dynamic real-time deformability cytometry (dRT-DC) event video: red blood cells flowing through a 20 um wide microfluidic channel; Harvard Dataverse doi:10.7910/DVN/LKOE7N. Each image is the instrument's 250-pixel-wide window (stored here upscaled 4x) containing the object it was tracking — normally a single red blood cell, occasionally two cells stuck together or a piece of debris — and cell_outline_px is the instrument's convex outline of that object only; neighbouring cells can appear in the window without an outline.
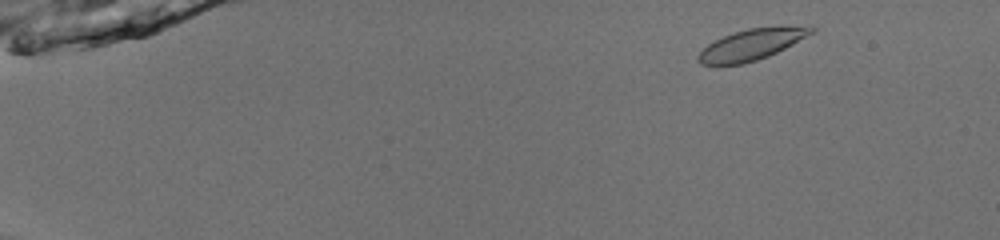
{"species": "common noctule bat (a hibernating species)", "species_latin": "Nyctalus noctula", "temperature_condition": "room temperature", "stored_images_in_passage": 49, "camera_frame_rate_fps": 3000, "um_per_image_px": 0.085, "animal": {"sex": "male", "body_mass_g": 13.0, "forearm_length_mm": 53.1}, "frame": {"image": 1, "passage_image": 3, "time_ms": 0.667, "image_size_px": [1000, 240], "cell_outline_px": [[816, 32], [768, 56], [744, 64], [716, 68], [700, 64], [696, 60], [696, 56], [708, 44], [724, 36], [748, 28], [784, 24], [812, 24], [816, 28]], "centroid_in_image_um": [63.94, 3.78], "position_along_channel_um": 21.1, "area_um2": 21.56}}
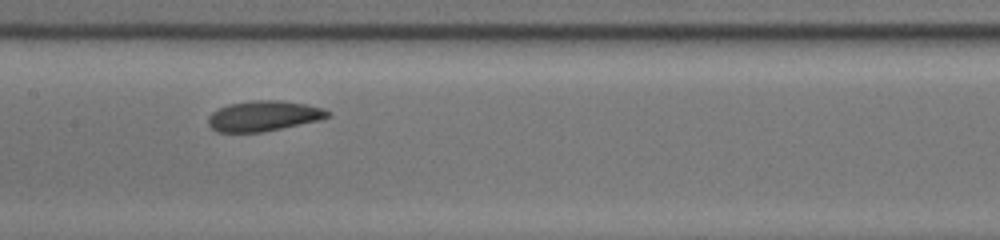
{"frame": {"image": 2, "passage_image": 25, "time_ms": 8.0, "image_size_px": [1000, 240], "cell_outline_px": [[332, 116], [320, 120], [260, 132], [216, 132], [208, 124], [208, 116], [212, 112], [228, 104], [252, 100], [280, 100], [304, 104], [324, 108], [332, 112]], "centroid_in_image_um": [22.42, 9.85], "position_along_channel_um": 185.0, "area_um2": 21.15}}
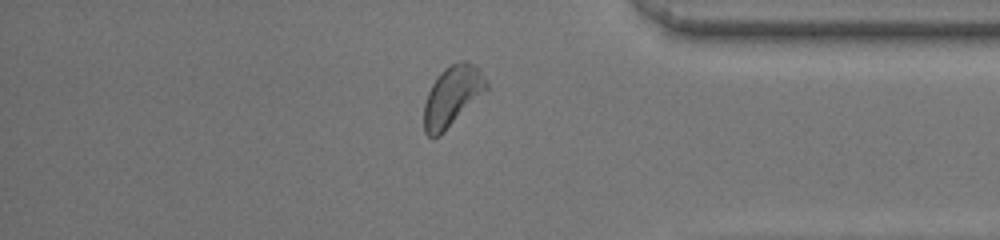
{"frame": {"image": 3, "passage_image": 42, "time_ms": 13.667, "image_size_px": [1000, 240], "cell_outline_px": [[488, 88], [440, 136], [432, 140], [424, 132], [424, 104], [428, 92], [432, 84], [440, 72], [444, 68], [460, 60], [464, 60], [476, 64], [480, 68], [488, 84]], "centroid_in_image_um": [38.43, 8.16], "position_along_channel_um": 396.8, "area_um2": 21.96}, "authors_computed_cell_mechanics": {"area_um2": 21.3282, "velocity_mm_per_s": 3.9406, "shape_relaxation_time_tau1_ms": 2.5151, "shape_relaxation_time_tau2_ms": 6.699, "deformation_change_tau1": 0.0794, "deformation_change_tau2": 0.0832}}